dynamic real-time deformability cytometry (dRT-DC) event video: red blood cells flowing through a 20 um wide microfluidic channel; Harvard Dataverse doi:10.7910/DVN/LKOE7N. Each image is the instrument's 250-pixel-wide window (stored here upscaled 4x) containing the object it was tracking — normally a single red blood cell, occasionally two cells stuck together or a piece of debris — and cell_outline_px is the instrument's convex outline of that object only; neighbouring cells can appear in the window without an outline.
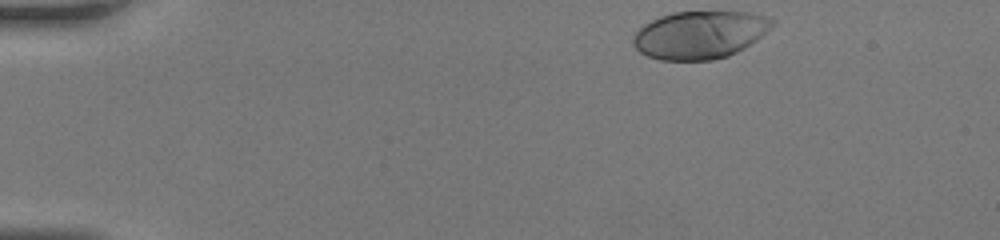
{"species": "human", "species_latin": "Homo sapiens", "temperature_condition": "room temperature", "stored_images_in_passage": 34, "camera_frame_rate_fps": 3000, "um_per_image_px": 0.085, "donor": {"sex": "female"}, "frame": {"image": 1, "passage_image": 1, "time_ms": 0.0, "image_size_px": [1000, 240], "cell_outline_px": [[776, 20], [756, 40], [744, 48], [728, 56], [712, 60], [660, 60], [648, 56], [640, 52], [632, 44], [632, 40], [636, 32], [644, 24], [660, 16], [672, 12], [748, 12], [764, 16]], "centroid_in_image_um": [59.44, 2.96], "position_along_channel_um": 25.6, "area_um2": 38.38}}
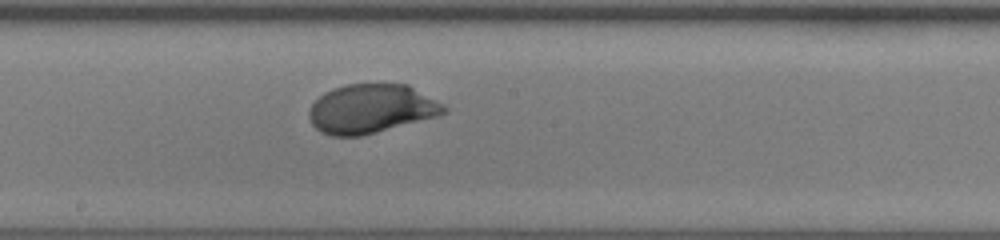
{"frame": {"image": 2, "passage_image": 20, "time_ms": 6.333, "image_size_px": [1000, 240], "cell_outline_px": [[448, 108], [444, 112], [436, 116], [376, 132], [360, 136], [332, 136], [320, 132], [312, 124], [308, 116], [308, 112], [312, 104], [324, 92], [332, 88], [348, 84], [408, 84], [444, 104]], "centroid_in_image_um": [31.52, 9.24], "position_along_channel_um": 216.7, "area_um2": 38.32}}
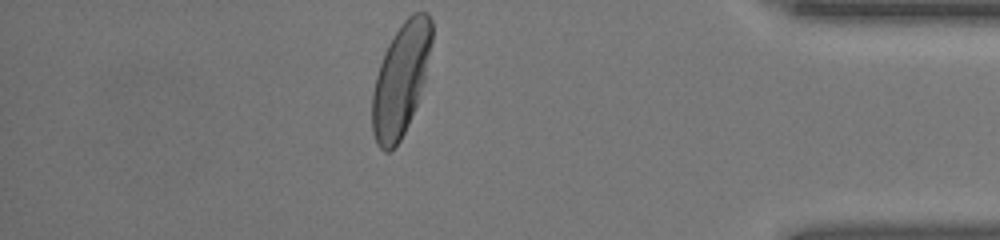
{"frame": {"image": 3, "passage_image": 34, "time_ms": 11.0, "image_size_px": [1000, 240], "cell_outline_px": [[432, 40], [424, 80], [416, 104], [408, 124], [400, 140], [388, 152], [384, 152], [376, 144], [372, 132], [372, 92], [376, 76], [384, 52], [388, 44], [400, 24], [412, 12], [428, 12], [432, 20]], "centroid_in_image_um": [34.05, 6.73], "position_along_channel_um": 401.1, "area_um2": 38.73}}